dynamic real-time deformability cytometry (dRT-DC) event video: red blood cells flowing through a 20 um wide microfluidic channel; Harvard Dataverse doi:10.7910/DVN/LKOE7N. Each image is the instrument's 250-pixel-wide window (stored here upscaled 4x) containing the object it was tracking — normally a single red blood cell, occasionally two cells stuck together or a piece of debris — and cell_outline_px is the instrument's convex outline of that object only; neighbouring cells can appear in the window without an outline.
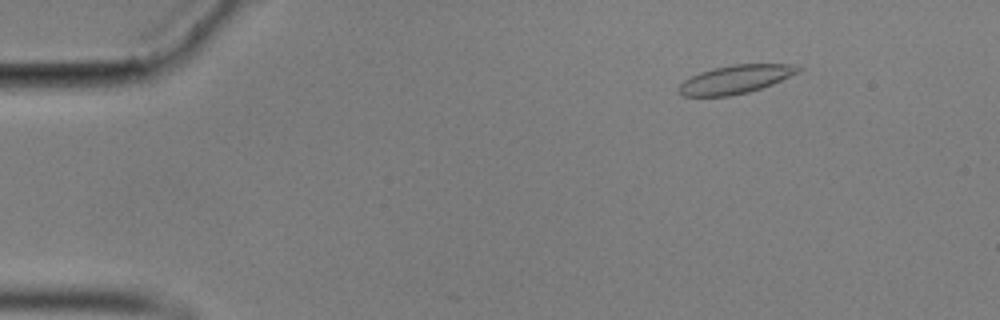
{"species": "common noctule bat (a hibernating species)", "species_latin": "Nyctalus noctula", "temperature_condition": "cold", "stored_images_in_passage": 10, "camera_frame_rate_fps": 3000, "um_per_image_px": 0.085, "animal": {"sex": "male", "body_mass_g": 17.9}, "frame": {"image": 1, "passage_image": 8, "time_ms": 2.333, "image_size_px": [1000, 320], "cell_outline_px": [[804, 68], [800, 72], [772, 84], [748, 92], [728, 96], [684, 96], [676, 92], [680, 84], [684, 80], [700, 72], [712, 68], [732, 64], [792, 64]], "centroid_in_image_um": [62.52, 6.73], "position_along_channel_um": 22.5, "area_um2": 19.83}}